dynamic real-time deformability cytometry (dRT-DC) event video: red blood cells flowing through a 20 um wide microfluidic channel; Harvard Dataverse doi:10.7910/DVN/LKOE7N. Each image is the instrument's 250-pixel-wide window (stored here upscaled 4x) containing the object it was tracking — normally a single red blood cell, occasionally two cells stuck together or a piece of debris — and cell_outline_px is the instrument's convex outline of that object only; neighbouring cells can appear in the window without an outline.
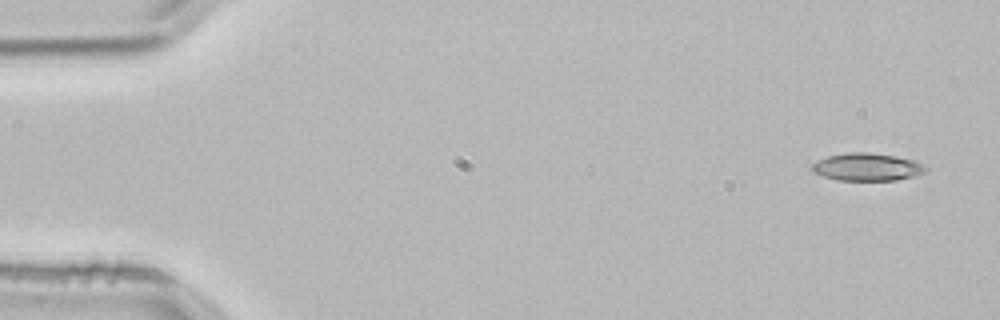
{"species": "common noctule bat (a hibernating species)", "species_latin": "Nyctalus noctula", "temperature_condition": "room temperature", "stored_images_in_passage": 51, "camera_frame_rate_fps": 3000, "um_per_image_px": 0.085, "animal": {"sex": "male", "body_mass_g": 21.5, "forearm_length_mm": 52.0}, "frame": {"image": 1, "passage_image": 1, "time_ms": 0.0, "image_size_px": [1000, 320], "cell_outline_px": [[928, 168], [924, 172], [916, 176], [896, 180], [836, 180], [812, 172], [812, 164], [828, 156], [848, 152], [868, 152], [896, 156], [916, 160], [924, 164]], "centroid_in_image_um": [73.75, 14.19], "position_along_channel_um": 11.3, "area_um2": 18.38}}
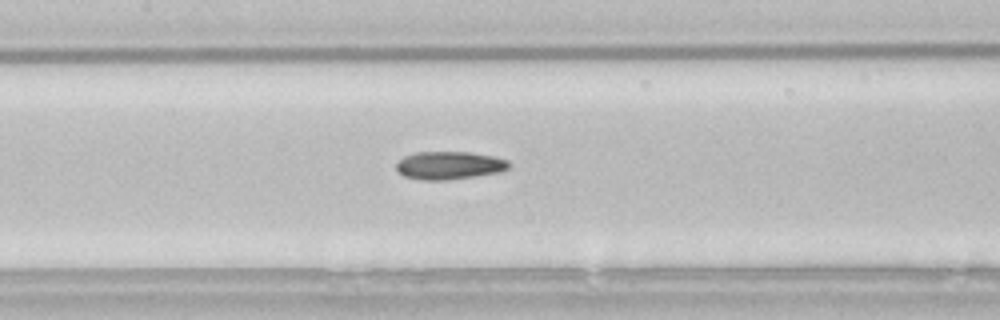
{"frame": {"image": 2, "passage_image": 23, "time_ms": 7.333, "image_size_px": [1000, 320], "cell_outline_px": [[508, 168], [500, 172], [444, 180], [420, 180], [404, 176], [396, 168], [396, 164], [404, 156], [416, 152], [468, 152], [492, 156], [508, 160]], "centroid_in_image_um": [38.15, 14.05], "position_along_channel_um": 169.2, "area_um2": 18.09}}
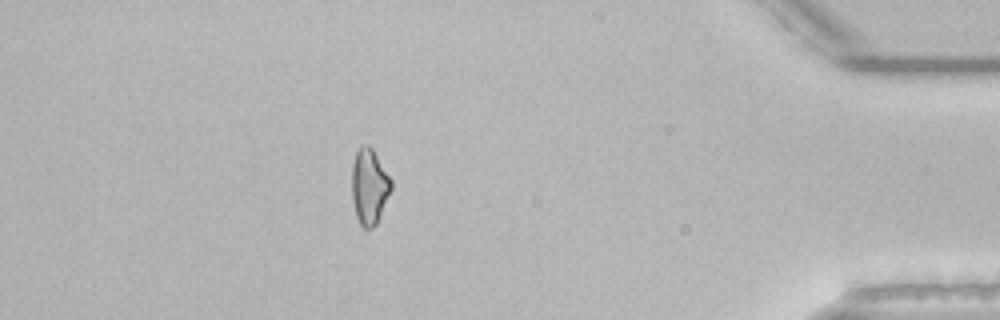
{"frame": {"image": 3, "passage_image": 45, "time_ms": 14.667, "image_size_px": [1000, 320], "cell_outline_px": [[392, 188], [376, 224], [372, 228], [364, 228], [360, 224], [356, 216], [352, 200], [352, 164], [356, 152], [360, 144], [368, 144], [372, 148], [392, 180]], "centroid_in_image_um": [31.38, 15.82], "position_along_channel_um": 403.8, "area_um2": 17.34}, "authors_computed_cell_mechanics": {"area_um2": 18.0336, "velocity_mm_per_s": 3.8478, "shape_relaxation_time_tau1_ms": 9.4067, "shape_relaxation_time_tau2_ms": 5.4648, "deformation_change_tau1": 0.1825, "deformation_change_tau2": 0.1406}}